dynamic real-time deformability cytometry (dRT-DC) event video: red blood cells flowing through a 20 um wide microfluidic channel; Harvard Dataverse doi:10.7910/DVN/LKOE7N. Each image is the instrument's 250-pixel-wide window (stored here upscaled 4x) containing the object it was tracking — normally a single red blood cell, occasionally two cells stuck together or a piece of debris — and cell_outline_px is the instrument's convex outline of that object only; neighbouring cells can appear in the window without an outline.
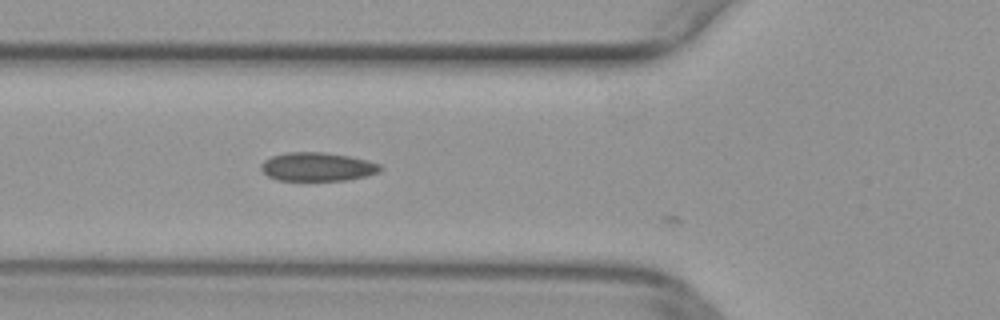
{"species": "common noctule bat (a hibernating species)", "species_latin": "Nyctalus noctula", "temperature_condition": "warm", "stored_images_in_passage": 4, "camera_frame_rate_fps": 3000, "um_per_image_px": 0.085, "animal": {"sex": "female", "body_mass_g": 29.2, "forearm_length_mm": 56.3}, "frame": {"image": 1, "passage_image": 3, "time_ms": 0.667, "image_size_px": [1000, 320], "cell_outline_px": [[384, 168], [380, 172], [368, 176], [348, 180], [276, 180], [268, 176], [260, 168], [260, 164], [264, 160], [272, 156], [288, 152], [324, 152], [348, 156], [380, 164]], "centroid_in_image_um": [26.99, 14.18], "position_along_channel_um": 98.8, "area_um2": 19.94}}